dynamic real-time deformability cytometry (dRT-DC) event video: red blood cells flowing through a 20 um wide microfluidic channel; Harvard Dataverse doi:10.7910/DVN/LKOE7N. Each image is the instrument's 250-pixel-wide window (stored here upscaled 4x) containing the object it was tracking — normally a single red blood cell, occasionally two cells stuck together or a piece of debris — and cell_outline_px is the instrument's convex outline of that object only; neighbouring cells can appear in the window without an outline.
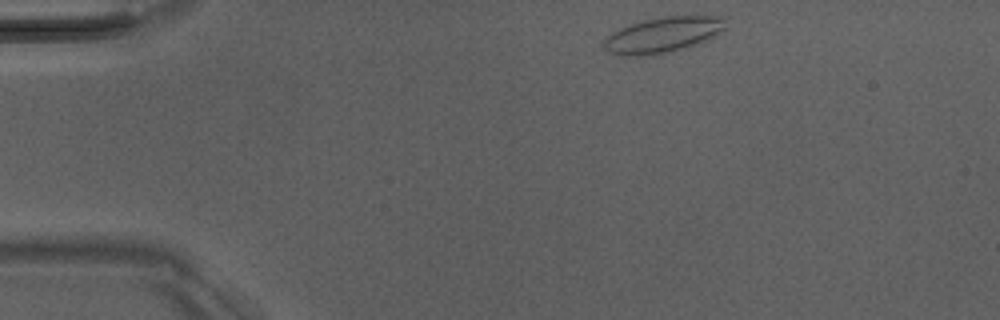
{"species": "Egyptian fruit bat (a non-hibernating species)", "species_latin": "Rousettus aegyptiacus", "temperature_condition": "room temperature", "stored_images_in_passage": 43, "camera_frame_rate_fps": 3000, "um_per_image_px": 0.085, "animal": {"sex": "male"}, "frame": {"image": 1, "passage_image": 1, "time_ms": 0.0, "image_size_px": [1000, 320], "cell_outline_px": [[728, 28], [708, 40], [660, 56], [620, 56], [608, 52], [604, 48], [604, 40], [612, 32], [620, 28], [644, 20], [664, 16], [728, 16]], "centroid_in_image_um": [56.42, 2.98], "position_along_channel_um": 28.6, "area_um2": 25.89}}
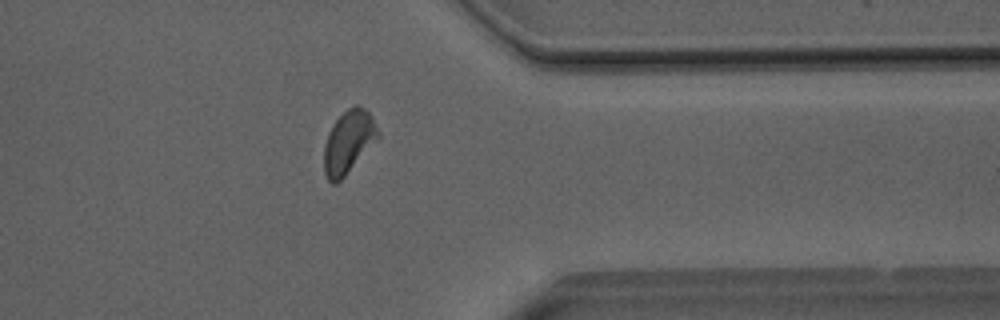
{"frame": {"image": 2, "passage_image": 33, "time_ms": 10.667, "image_size_px": [1000, 320], "cell_outline_px": [[380, 136], [344, 176], [336, 184], [332, 184], [328, 180], [324, 172], [324, 144], [328, 132], [332, 124], [348, 108], [356, 104], [364, 108], [372, 116]], "centroid_in_image_um": [29.6, 12.06], "position_along_channel_um": 381.8, "area_um2": 19.54}}
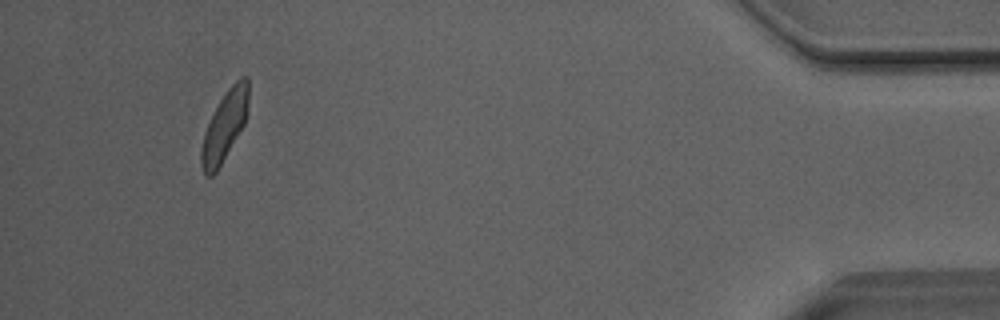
{"frame": {"image": 3, "passage_image": 40, "time_ms": 13.0, "image_size_px": [1000, 320], "cell_outline_px": [[248, 100], [244, 124], [216, 172], [212, 176], [204, 176], [200, 164], [200, 152], [204, 132], [220, 100], [228, 88], [240, 76], [248, 76]], "centroid_in_image_um": [19.07, 10.73], "position_along_channel_um": 416.1, "area_um2": 18.84}, "authors_computed_cell_mechanics": {"area_um2": 19.5942, "velocity_mm_per_s": 4.0262, "shape_relaxation_time_tau1_ms": 4.3841, "shape_relaxation_time_tau2_ms": 1.0584, "deformation_change_tau1": 0.1148, "deformation_change_tau2": 0.0604}}